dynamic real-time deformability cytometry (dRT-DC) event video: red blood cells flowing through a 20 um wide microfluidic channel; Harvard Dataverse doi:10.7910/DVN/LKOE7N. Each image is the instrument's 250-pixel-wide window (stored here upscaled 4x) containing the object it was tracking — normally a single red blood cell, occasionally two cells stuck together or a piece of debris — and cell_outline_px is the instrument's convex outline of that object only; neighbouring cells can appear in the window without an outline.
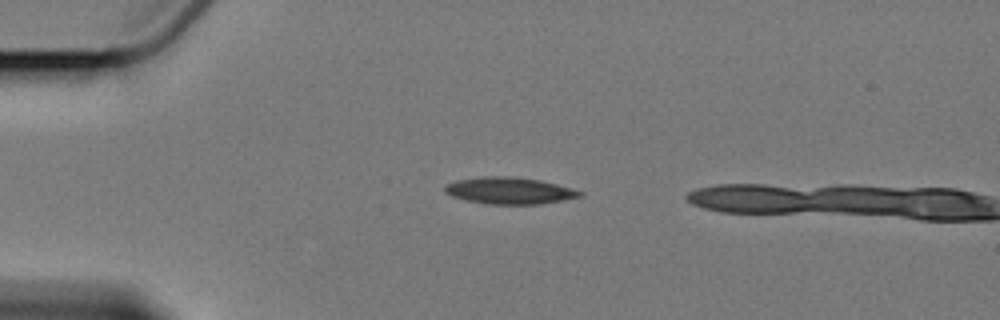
{"species": "Egyptian fruit bat (a non-hibernating species)", "species_latin": "Rousettus aegyptiacus", "temperature_condition": "cold", "stored_images_in_passage": 3, "camera_frame_rate_fps": 3000, "um_per_image_px": 0.085, "animal": {"sex": "female"}, "frame": {"image": 1, "passage_image": 2, "time_ms": 2.0, "image_size_px": [1000, 320], "cell_outline_px": [[584, 192], [580, 196], [560, 200], [536, 204], [488, 204], [464, 200], [452, 196], [444, 192], [444, 184], [456, 180], [480, 176], [512, 176], [540, 180], [572, 188]], "centroid_in_image_um": [43.22, 16.19], "position_along_channel_um": 41.8, "area_um2": 21.04}}